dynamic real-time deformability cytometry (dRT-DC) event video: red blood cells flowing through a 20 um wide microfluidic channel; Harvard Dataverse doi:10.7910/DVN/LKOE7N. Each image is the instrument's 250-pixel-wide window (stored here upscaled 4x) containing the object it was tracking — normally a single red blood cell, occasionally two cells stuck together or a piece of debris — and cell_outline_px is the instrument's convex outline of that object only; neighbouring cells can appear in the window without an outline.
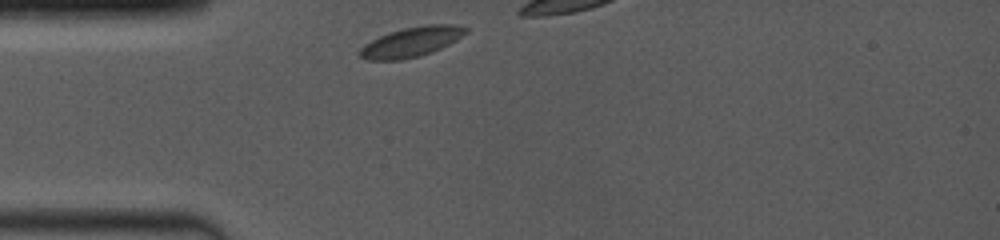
{"species": "common noctule bat (a hibernating species)", "species_latin": "Nyctalus noctula", "temperature_condition": "room temperature", "stored_images_in_passage": 15, "camera_frame_rate_fps": 4000, "um_per_image_px": 0.085, "animal": {"sex": "female", "body_mass_g": 19.0, "forearm_length_mm": 53.3}, "frame": {"image": 1, "passage_image": 1, "time_ms": 0.0, "image_size_px": [1000, 240], "cell_outline_px": [[468, 32], [456, 40], [440, 48], [420, 56], [400, 60], [368, 60], [356, 56], [356, 52], [364, 44], [380, 36], [404, 28], [428, 24], [452, 24], [468, 28]], "centroid_in_image_um": [34.93, 3.57], "position_along_channel_um": 50.1, "area_um2": 18.38}}
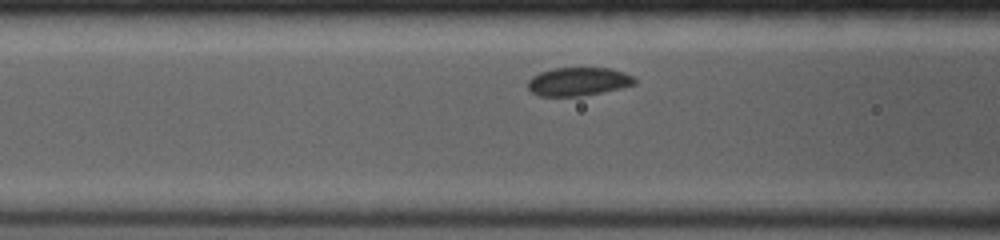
{"frame": {"image": 2, "passage_image": 9, "time_ms": 2.0, "image_size_px": [1000, 240], "cell_outline_px": [[636, 84], [620, 88], [580, 96], [540, 96], [532, 92], [528, 88], [528, 80], [532, 76], [540, 72], [556, 68], [608, 68], [624, 72], [632, 76], [636, 80]], "centroid_in_image_um": [49.14, 6.93], "position_along_channel_um": 117.5, "area_um2": 17.51}}
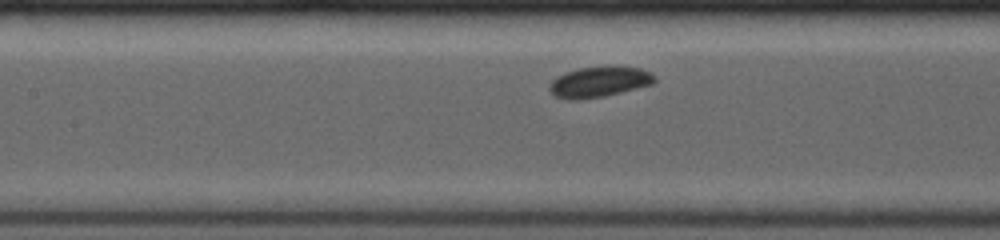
{"frame": {"image": 3, "passage_image": 13, "time_ms": 3.0, "image_size_px": [1000, 240], "cell_outline_px": [[656, 80], [652, 84], [604, 96], [580, 100], [568, 100], [556, 96], [548, 88], [548, 84], [556, 76], [564, 72], [580, 68], [608, 64], [640, 68], [652, 72], [656, 76]], "centroid_in_image_um": [50.93, 6.93], "position_along_channel_um": 156.5, "area_um2": 19.25}}